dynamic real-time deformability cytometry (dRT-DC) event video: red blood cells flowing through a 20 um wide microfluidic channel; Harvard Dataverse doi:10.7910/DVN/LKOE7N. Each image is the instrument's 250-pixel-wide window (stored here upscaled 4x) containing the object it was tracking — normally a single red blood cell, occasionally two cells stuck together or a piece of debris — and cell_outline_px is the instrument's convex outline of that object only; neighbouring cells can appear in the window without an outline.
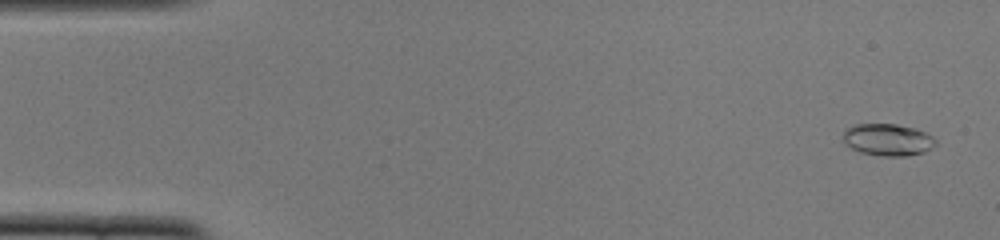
{"species": "common noctule bat (a hibernating species)", "species_latin": "Nyctalus noctula", "temperature_condition": "cold", "stored_images_in_passage": 50, "camera_frame_rate_fps": 3000, "um_per_image_px": 0.085, "animal": {"sex": "female", "body_mass_g": 22.0, "forearm_length_mm": 56.7}, "frame": {"image": 1, "passage_image": 2, "time_ms": 0.333, "image_size_px": [1000, 240], "cell_outline_px": [[936, 144], [924, 152], [908, 156], [880, 156], [860, 152], [852, 148], [844, 140], [844, 132], [848, 128], [856, 124], [896, 124], [912, 128], [924, 132], [932, 136], [936, 140]], "centroid_in_image_um": [75.48, 11.88], "position_along_channel_um": 9.5, "area_um2": 16.99}}
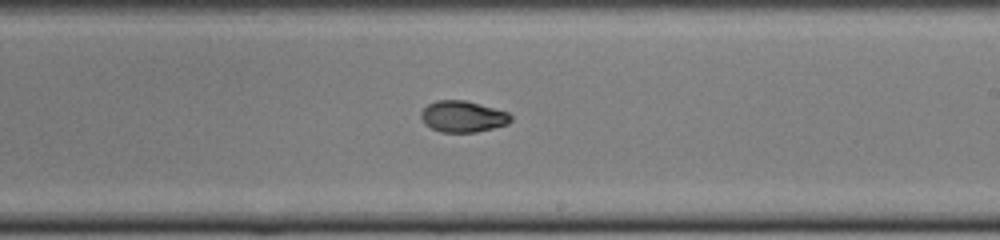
{"frame": {"image": 2, "passage_image": 30, "time_ms": 9.667, "image_size_px": [1000, 240], "cell_outline_px": [[512, 120], [508, 124], [476, 132], [440, 132], [424, 124], [420, 116], [420, 112], [428, 104], [436, 100], [464, 100], [480, 104], [508, 112], [512, 116]], "centroid_in_image_um": [39.33, 9.9], "position_along_channel_um": 249.7, "area_um2": 16.42}}
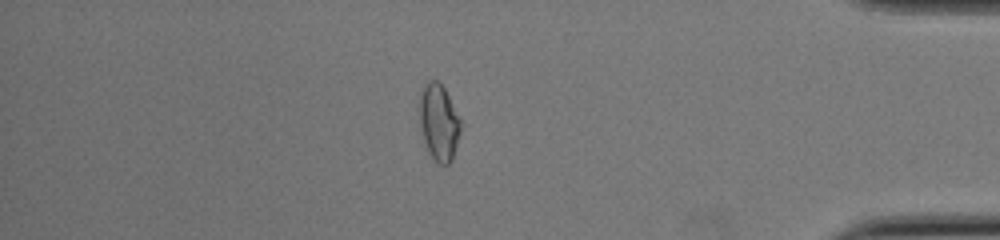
{"frame": {"image": 3, "passage_image": 44, "time_ms": 14.333, "image_size_px": [1000, 240], "cell_outline_px": [[460, 132], [452, 160], [448, 164], [440, 164], [428, 152], [420, 128], [420, 92], [424, 84], [428, 80], [436, 80], [444, 88], [460, 116]], "centroid_in_image_um": [37.3, 10.37], "position_along_channel_um": 397.9, "area_um2": 18.21}, "authors_computed_cell_mechanics": {"area_um2": 16.6464, "velocity_mm_per_s": 3.9168, "shape_relaxation_time_tau1_ms": 2.9123, "shape_relaxation_time_tau2_ms": 4.1452, "deformation_change_tau1": 0.1476, "deformation_change_tau2": 0.071}}